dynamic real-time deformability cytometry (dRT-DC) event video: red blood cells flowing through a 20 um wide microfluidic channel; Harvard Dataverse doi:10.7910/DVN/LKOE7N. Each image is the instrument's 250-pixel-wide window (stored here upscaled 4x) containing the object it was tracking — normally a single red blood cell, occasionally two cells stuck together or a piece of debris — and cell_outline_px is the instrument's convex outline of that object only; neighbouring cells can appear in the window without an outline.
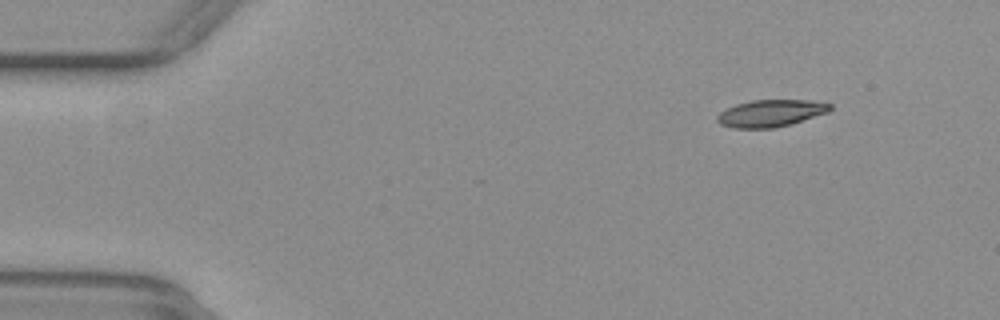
{"species": "common noctule bat (a hibernating species)", "species_latin": "Nyctalus noctula", "temperature_condition": "warm", "stored_images_in_passage": 43, "camera_frame_rate_fps": 3000, "um_per_image_px": 0.085, "animal": {"sex": "female", "body_mass_g": 29.2, "forearm_length_mm": 56.3}, "frame": {"image": 1, "passage_image": 7, "time_ms": 2.0, "image_size_px": [1000, 320], "cell_outline_px": [[832, 108], [828, 112], [776, 128], [732, 128], [720, 124], [716, 120], [716, 116], [720, 112], [736, 104], [752, 100], [808, 100], [832, 104]], "centroid_in_image_um": [65.48, 9.62], "position_along_channel_um": 19.5, "area_um2": 17.69}}
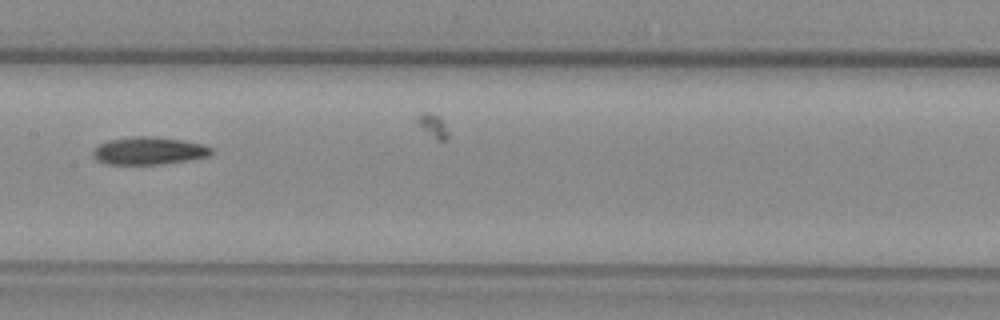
{"frame": {"image": 2, "passage_image": 28, "time_ms": 9.0, "image_size_px": [1000, 320], "cell_outline_px": [[212, 152], [208, 156], [188, 160], [160, 164], [104, 164], [96, 160], [92, 156], [92, 148], [108, 140], [136, 136], [152, 136], [180, 140], [204, 144], [212, 148]], "centroid_in_image_um": [12.6, 12.82], "position_along_channel_um": 194.8, "area_um2": 19.07}}
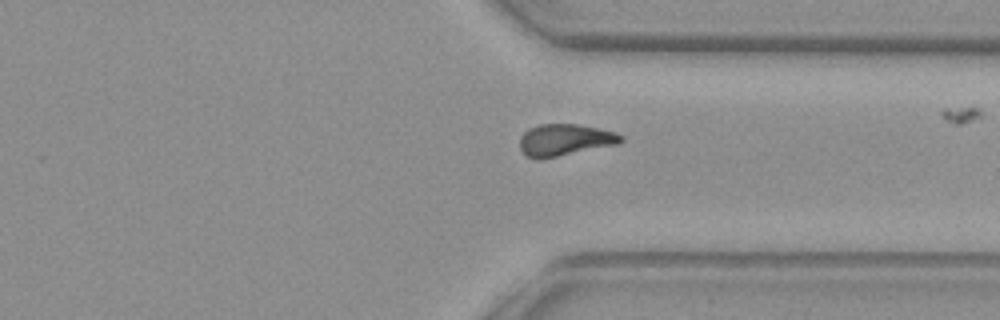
{"frame": {"image": 3, "passage_image": 41, "time_ms": 13.333, "image_size_px": [1000, 320], "cell_outline_px": [[624, 140], [620, 144], [540, 160], [536, 160], [528, 156], [520, 148], [520, 136], [528, 128], [540, 124], [580, 124], [616, 132], [624, 136]], "centroid_in_image_um": [48.04, 11.9], "position_along_channel_um": 363.4, "area_um2": 19.07}}